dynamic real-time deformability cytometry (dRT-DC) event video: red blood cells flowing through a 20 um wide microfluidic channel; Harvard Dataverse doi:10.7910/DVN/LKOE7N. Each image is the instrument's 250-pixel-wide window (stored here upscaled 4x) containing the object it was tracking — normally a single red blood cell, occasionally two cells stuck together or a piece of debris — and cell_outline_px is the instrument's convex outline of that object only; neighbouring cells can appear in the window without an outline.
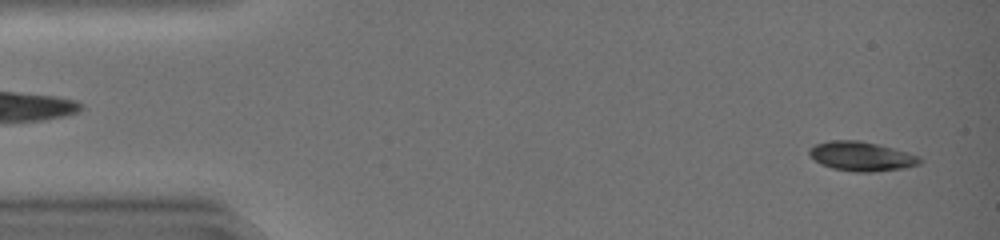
{"species": "common noctule bat (a hibernating species)", "species_latin": "Nyctalus noctula", "temperature_condition": "warm", "stored_images_in_passage": 29, "camera_frame_rate_fps": 3000, "um_per_image_px": 0.085, "animal": {"sex": "female", "body_mass_g": 19.0, "forearm_length_mm": 51.5}, "frame": {"image": 1, "passage_image": 2, "time_ms": 0.333, "image_size_px": [1000, 240], "cell_outline_px": [[924, 160], [920, 164], [904, 168], [872, 172], [852, 172], [832, 168], [820, 164], [808, 156], [808, 148], [816, 144], [828, 140], [860, 140], [892, 148], [920, 156]], "centroid_in_image_um": [73.19, 13.29], "position_along_channel_um": 11.8, "area_um2": 19.13}}
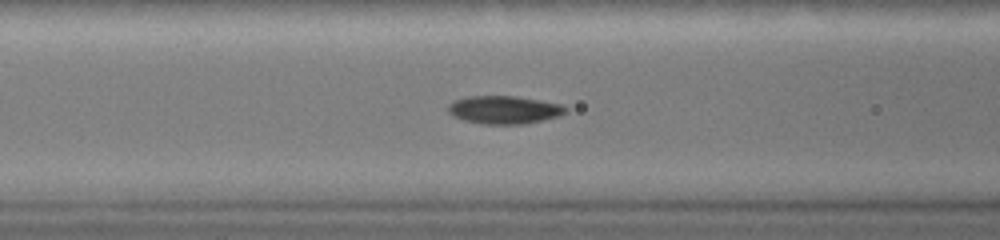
{"frame": {"image": 2, "passage_image": 18, "time_ms": 5.667, "image_size_px": [1000, 240], "cell_outline_px": [[568, 112], [560, 116], [524, 124], [480, 124], [464, 120], [452, 116], [448, 112], [448, 104], [456, 100], [468, 96], [516, 96], [540, 100], [560, 104], [568, 108]], "centroid_in_image_um": [42.86, 9.34], "position_along_channel_um": 123.7, "area_um2": 19.31}}
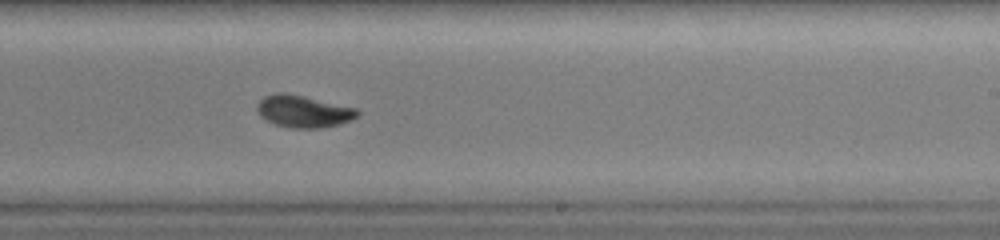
{"frame": {"image": 3, "passage_image": 28, "time_ms": 9.0, "image_size_px": [1000, 240], "cell_outline_px": [[360, 112], [356, 116], [340, 124], [324, 128], [292, 128], [276, 124], [260, 116], [256, 108], [256, 104], [264, 96], [276, 92], [284, 92], [304, 96], [356, 108]], "centroid_in_image_um": [25.76, 9.46], "position_along_channel_um": 263.2, "area_um2": 18.67}}